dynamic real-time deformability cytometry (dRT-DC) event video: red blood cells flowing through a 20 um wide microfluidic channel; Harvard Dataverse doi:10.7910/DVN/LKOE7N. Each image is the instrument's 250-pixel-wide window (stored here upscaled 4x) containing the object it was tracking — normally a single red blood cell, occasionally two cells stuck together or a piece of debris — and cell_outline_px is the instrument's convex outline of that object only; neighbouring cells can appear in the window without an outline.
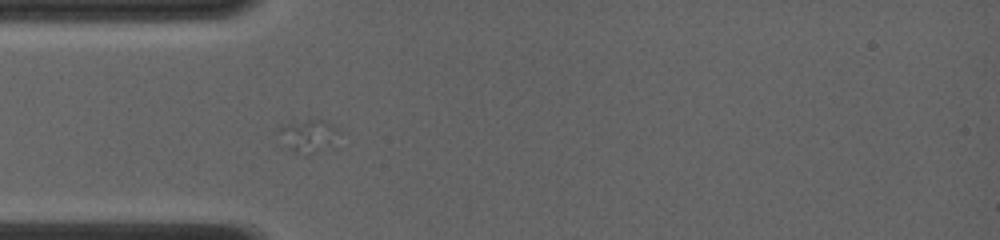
{"species": "common noctule bat (a hibernating species)", "species_latin": "Nyctalus noctula", "temperature_condition": "room temperature", "stored_images_in_passage": 14, "camera_frame_rate_fps": 4000, "um_per_image_px": 0.085, "animal": {"sex": "female", "body_mass_g": 19.0, "forearm_length_mm": 56.7}, "frame": {"image": 1, "passage_image": 7, "time_ms": 1.5, "image_size_px": [1000, 240], "cell_outline_px": [[340, 132], [312, 152], [296, 152], [288, 148], [280, 128], [284, 124], [292, 120], [324, 120], [336, 128]], "centroid_in_image_um": [26.13, 11.43], "position_along_channel_um": 58.9, "area_um2": 10.0}}